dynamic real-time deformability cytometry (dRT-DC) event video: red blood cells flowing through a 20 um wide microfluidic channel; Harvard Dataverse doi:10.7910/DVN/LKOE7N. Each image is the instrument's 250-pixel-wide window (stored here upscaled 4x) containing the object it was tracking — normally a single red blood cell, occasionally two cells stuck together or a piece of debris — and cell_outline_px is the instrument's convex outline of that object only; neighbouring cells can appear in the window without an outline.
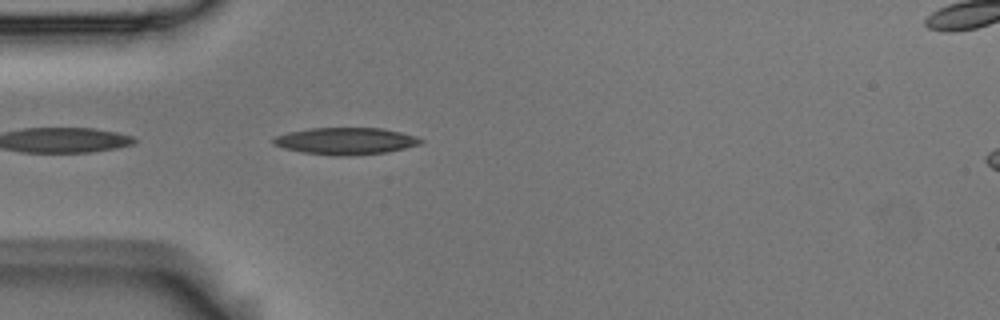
{"species": "Egyptian fruit bat (a non-hibernating species)", "species_latin": "Rousettus aegyptiacus", "temperature_condition": "room temperature", "stored_images_in_passage": 6, "camera_frame_rate_fps": 3000, "um_per_image_px": 0.085, "animal": {"sex": "male"}, "frame": {"image": 1, "passage_image": 5, "time_ms": 1.333, "image_size_px": [1000, 320], "cell_outline_px": [[424, 140], [420, 144], [388, 152], [340, 156], [336, 156], [304, 152], [284, 148], [272, 144], [272, 140], [276, 136], [288, 132], [308, 128], [380, 128], [400, 132], [416, 136]], "centroid_in_image_um": [29.37, 11.98], "position_along_channel_um": 55.6, "area_um2": 22.95}}